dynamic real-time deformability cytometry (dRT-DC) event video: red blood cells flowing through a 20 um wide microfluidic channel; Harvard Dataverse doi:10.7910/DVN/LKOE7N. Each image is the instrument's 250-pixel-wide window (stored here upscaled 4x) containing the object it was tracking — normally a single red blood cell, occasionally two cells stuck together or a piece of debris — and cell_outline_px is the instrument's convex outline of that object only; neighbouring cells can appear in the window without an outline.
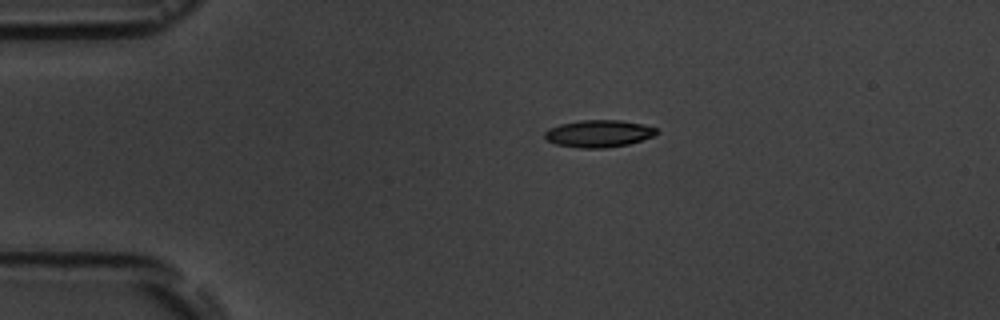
{"species": "common noctule bat (a hibernating species)", "species_latin": "Nyctalus noctula", "temperature_condition": "room temperature", "stored_images_in_passage": 3, "camera_frame_rate_fps": 3000, "um_per_image_px": 0.085, "animal": {"sex": "male", "body_mass_g": 19.5, "forearm_length_mm": 54.6}, "frame": {"image": 1, "passage_image": 1, "time_ms": 0.0, "image_size_px": [1000, 320], "cell_outline_px": [[660, 132], [652, 136], [628, 144], [604, 148], [580, 148], [556, 144], [548, 140], [544, 136], [544, 132], [548, 128], [560, 124], [580, 120], [620, 120], [644, 124], [656, 128]], "centroid_in_image_um": [50.88, 11.34], "position_along_channel_um": 34.1, "area_um2": 17.69}}
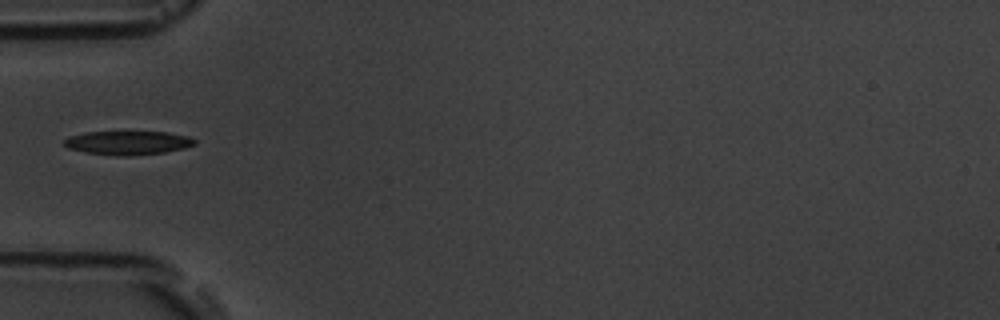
{"frame": {"image": 2, "passage_image": 3, "time_ms": 2.333, "image_size_px": [1000, 320], "cell_outline_px": [[196, 144], [184, 148], [164, 152], [132, 156], [120, 156], [88, 152], [68, 148], [64, 144], [64, 140], [68, 136], [84, 132], [164, 132], [188, 136], [196, 140]], "centroid_in_image_um": [10.87, 12.13], "position_along_channel_um": 74.1, "area_um2": 17.98}}